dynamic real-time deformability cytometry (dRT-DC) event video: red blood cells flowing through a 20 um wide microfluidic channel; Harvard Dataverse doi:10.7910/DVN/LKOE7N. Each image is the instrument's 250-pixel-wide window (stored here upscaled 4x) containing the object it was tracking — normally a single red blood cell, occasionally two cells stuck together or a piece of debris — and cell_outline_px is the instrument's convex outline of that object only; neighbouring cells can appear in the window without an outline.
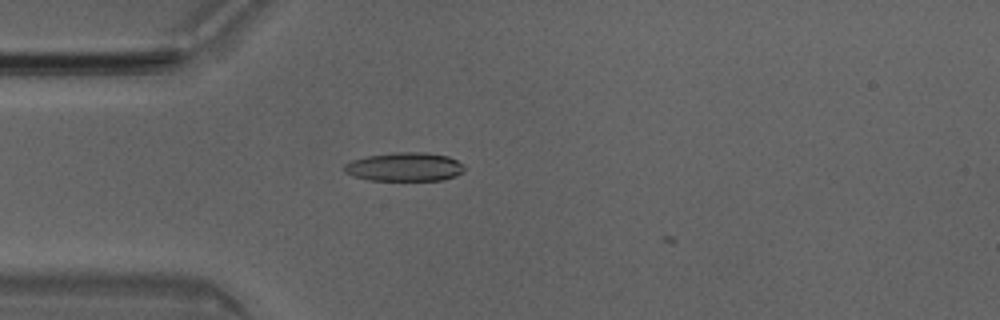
{"species": "Egyptian fruit bat (a non-hibernating species)", "species_latin": "Rousettus aegyptiacus", "temperature_condition": "room temperature", "stored_images_in_passage": 2, "camera_frame_rate_fps": 3000, "um_per_image_px": 0.085, "animal": {"sex": "male"}, "frame": {"image": 1, "passage_image": 1, "time_ms": 0.0, "image_size_px": [1000, 320], "cell_outline_px": [[464, 172], [456, 176], [444, 180], [368, 180], [352, 176], [344, 172], [344, 164], [352, 160], [368, 156], [392, 152], [424, 152], [448, 156], [464, 164]], "centroid_in_image_um": [34.4, 14.18], "position_along_channel_um": 50.6, "area_um2": 20.29}}